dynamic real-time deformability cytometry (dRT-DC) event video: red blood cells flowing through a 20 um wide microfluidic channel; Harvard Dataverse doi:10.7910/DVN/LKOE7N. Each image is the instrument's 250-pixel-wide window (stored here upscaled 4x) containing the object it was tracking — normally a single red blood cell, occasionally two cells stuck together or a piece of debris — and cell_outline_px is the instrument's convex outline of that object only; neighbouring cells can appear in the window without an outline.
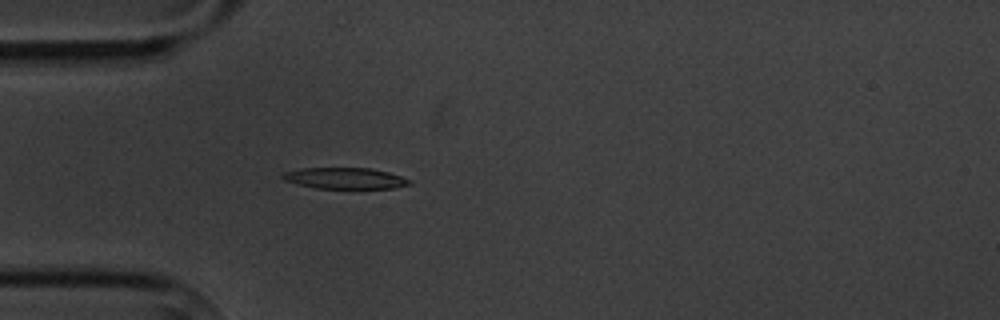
{"species": "common noctule bat (a hibernating species)", "species_latin": "Nyctalus noctula", "temperature_condition": "cold", "stored_images_in_passage": 3, "camera_frame_rate_fps": 3000, "um_per_image_px": 0.085, "animal": {"sex": "male", "body_mass_g": 20.1, "forearm_length_mm": 53.5}, "frame": {"image": 1, "passage_image": 3, "time_ms": 2.333, "image_size_px": [1000, 320], "cell_outline_px": [[412, 184], [392, 188], [316, 188], [284, 180], [280, 176], [284, 172], [300, 168], [368, 168], [388, 172], [412, 180]], "centroid_in_image_um": [29.33, 15.15], "position_along_channel_um": 55.7, "area_um2": 15.49}}